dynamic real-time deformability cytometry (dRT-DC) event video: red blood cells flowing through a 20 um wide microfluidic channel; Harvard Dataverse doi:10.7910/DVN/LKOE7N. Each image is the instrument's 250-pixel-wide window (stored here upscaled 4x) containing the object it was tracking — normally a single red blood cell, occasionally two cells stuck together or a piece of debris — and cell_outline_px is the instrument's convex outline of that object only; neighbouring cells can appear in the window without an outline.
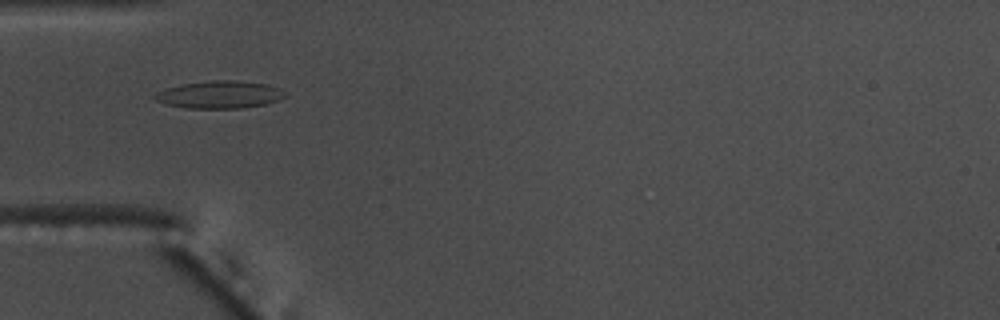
{"species": "common noctule bat (a hibernating species)", "species_latin": "Nyctalus noctula", "temperature_condition": "warm", "stored_images_in_passage": 44, "camera_frame_rate_fps": 3000, "um_per_image_px": 0.085, "animal": {"sex": "male", "body_mass_g": 17.5, "forearm_length_mm": 52.3}, "frame": {"image": 1, "passage_image": 7, "time_ms": 2.0, "image_size_px": [1000, 320], "cell_outline_px": [[288, 96], [280, 100], [264, 104], [240, 108], [184, 108], [164, 104], [156, 100], [152, 96], [156, 92], [180, 84], [216, 80], [232, 80], [268, 84], [280, 88], [288, 92]], "centroid_in_image_um": [18.7, 8.04], "position_along_channel_um": 66.3, "area_um2": 21.04}}
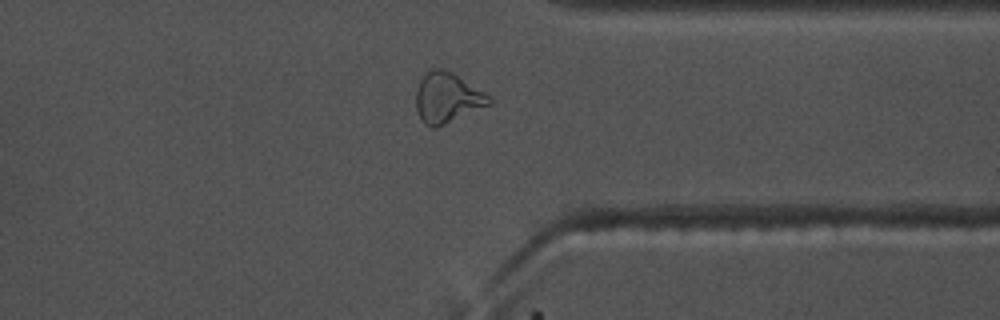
{"frame": {"image": 2, "passage_image": 32, "time_ms": 10.333, "image_size_px": [1000, 320], "cell_outline_px": [[492, 104], [436, 128], [432, 128], [424, 124], [420, 120], [416, 108], [416, 92], [420, 80], [432, 68], [440, 68], [452, 72], [492, 96]], "centroid_in_image_um": [38.03, 8.33], "position_along_channel_um": 373.4, "area_um2": 21.56}}
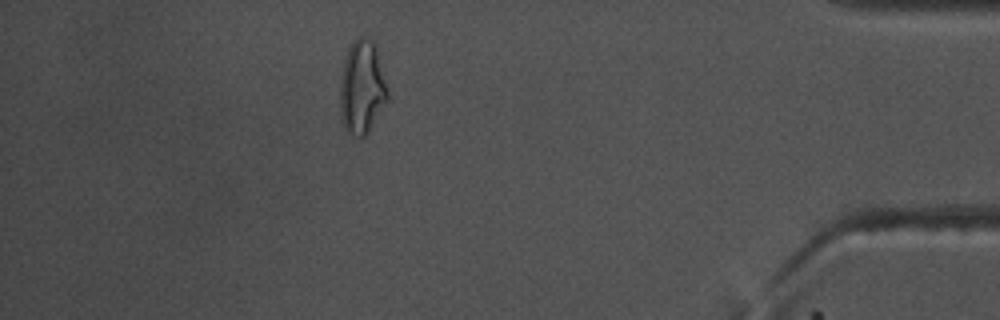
{"frame": {"image": 3, "passage_image": 38, "time_ms": 12.333, "image_size_px": [1000, 320], "cell_outline_px": [[388, 100], [368, 132], [364, 136], [352, 136], [344, 128], [340, 116], [340, 76], [344, 60], [348, 48], [356, 36], [364, 36], [372, 40], [376, 44], [388, 92]], "centroid_in_image_um": [30.75, 7.4], "position_along_channel_um": 404.4, "area_um2": 26.24}, "authors_computed_cell_mechanics": {"area_um2": 19.5364, "velocity_mm_per_s": 3.7257, "shape_relaxation_time_tau1_ms": null, "shape_relaxation_time_tau2_ms": 1.9549, "deformation_change_tau1": null, "deformation_change_tau2": 0.0892}}